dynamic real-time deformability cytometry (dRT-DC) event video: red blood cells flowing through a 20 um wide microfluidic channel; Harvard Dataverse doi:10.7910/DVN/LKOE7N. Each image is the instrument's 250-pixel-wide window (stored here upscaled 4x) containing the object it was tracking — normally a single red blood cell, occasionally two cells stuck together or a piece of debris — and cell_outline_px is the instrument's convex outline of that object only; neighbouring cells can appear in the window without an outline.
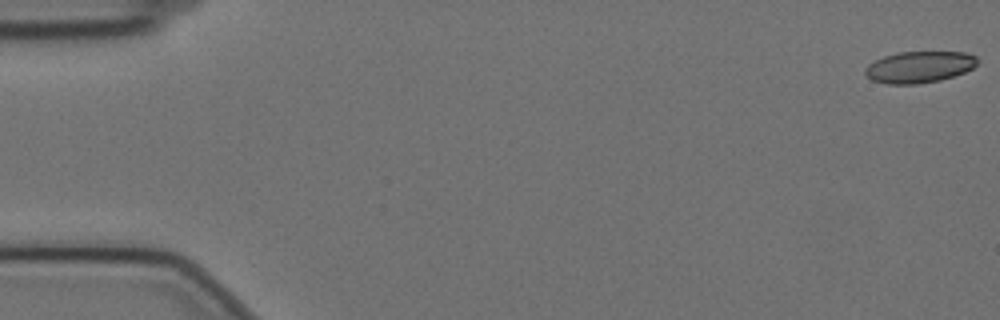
{"species": "Egyptian fruit bat (a non-hibernating species)", "species_latin": "Rousettus aegyptiacus", "temperature_condition": "cold", "stored_images_in_passage": 15, "camera_frame_rate_fps": 3000, "um_per_image_px": 0.085, "animal": {"sex": "female"}, "frame": {"image": 1, "passage_image": 1, "time_ms": 0.0, "image_size_px": [1000, 320], "cell_outline_px": [[980, 60], [972, 68], [964, 72], [940, 80], [916, 84], [888, 84], [872, 80], [864, 72], [864, 68], [868, 64], [884, 56], [896, 52], [964, 52], [976, 56]], "centroid_in_image_um": [78.13, 5.69], "position_along_channel_um": 6.9, "area_um2": 20.58}}